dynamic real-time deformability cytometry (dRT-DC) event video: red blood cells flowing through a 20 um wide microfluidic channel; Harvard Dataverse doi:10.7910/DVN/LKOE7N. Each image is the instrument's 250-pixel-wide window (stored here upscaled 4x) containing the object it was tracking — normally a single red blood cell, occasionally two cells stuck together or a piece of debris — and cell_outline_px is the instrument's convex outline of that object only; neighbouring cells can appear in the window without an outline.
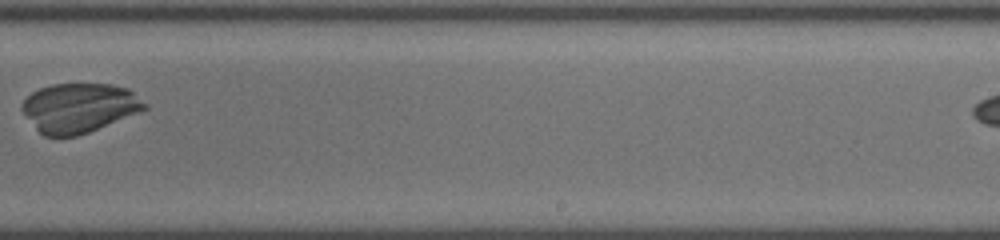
{"species": "common noctule bat (a hibernating species)", "species_latin": "Nyctalus noctula", "temperature_condition": "cold", "stored_images_in_passage": 23, "camera_frame_rate_fps": 3000, "um_per_image_px": 0.085, "animal": {"sex": "female", "body_mass_g": 19.5, "forearm_length_mm": 54.1}, "frame": {"image": 1, "passage_image": 18, "time_ms": 7.0, "image_size_px": [1000, 240], "cell_outline_px": [[148, 108], [88, 132], [76, 136], [44, 136], [36, 128], [20, 108], [20, 104], [32, 92], [40, 88], [52, 84], [112, 84], [128, 88], [148, 104]], "centroid_in_image_um": [6.73, 9.15], "position_along_channel_um": 282.3, "area_um2": 34.97}}
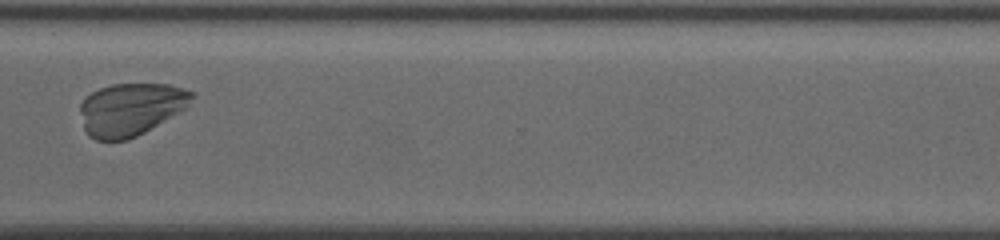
{"frame": {"image": 2, "passage_image": 20, "time_ms": 9.0, "image_size_px": [1000, 240], "cell_outline_px": [[196, 96], [184, 108], [144, 132], [128, 140], [96, 140], [88, 136], [84, 132], [80, 108], [80, 104], [84, 96], [100, 88], [112, 84], [168, 84], [184, 88], [196, 92]], "centroid_in_image_um": [11.08, 9.27], "position_along_channel_um": 359.5, "area_um2": 34.22}}